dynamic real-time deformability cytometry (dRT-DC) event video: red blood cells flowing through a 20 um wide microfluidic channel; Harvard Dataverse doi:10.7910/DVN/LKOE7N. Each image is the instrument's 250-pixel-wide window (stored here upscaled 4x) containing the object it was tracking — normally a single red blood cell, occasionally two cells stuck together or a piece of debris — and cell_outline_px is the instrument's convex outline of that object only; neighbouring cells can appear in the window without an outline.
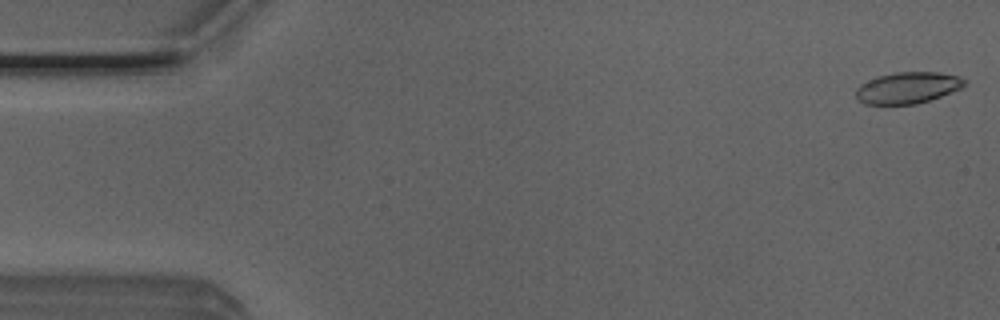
{"species": "Egyptian fruit bat (a non-hibernating species)", "species_latin": "Rousettus aegyptiacus", "temperature_condition": "room temperature", "stored_images_in_passage": 51, "camera_frame_rate_fps": 3000, "um_per_image_px": 0.085, "animal": {"sex": "male"}, "frame": {"image": 1, "passage_image": 1, "time_ms": 0.0, "image_size_px": [1000, 320], "cell_outline_px": [[968, 84], [960, 88], [940, 96], [916, 104], [864, 104], [856, 100], [856, 88], [860, 84], [876, 76], [896, 72], [940, 72], [960, 76]], "centroid_in_image_um": [77.12, 7.45], "position_along_channel_um": 7.9, "area_um2": 19.94}}
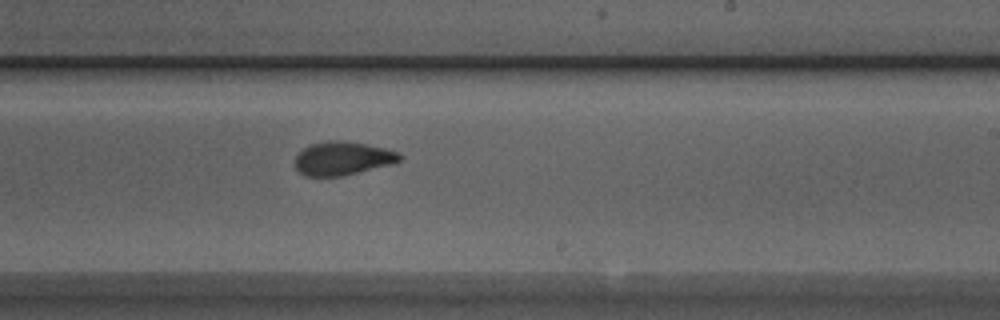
{"frame": {"image": 2, "passage_image": 30, "time_ms": 9.667, "image_size_px": [1000, 320], "cell_outline_px": [[400, 160], [392, 164], [340, 176], [304, 176], [296, 168], [296, 156], [304, 148], [312, 144], [328, 140], [344, 140], [368, 144], [400, 152]], "centroid_in_image_um": [29.12, 13.45], "position_along_channel_um": 259.9, "area_um2": 20.29}}
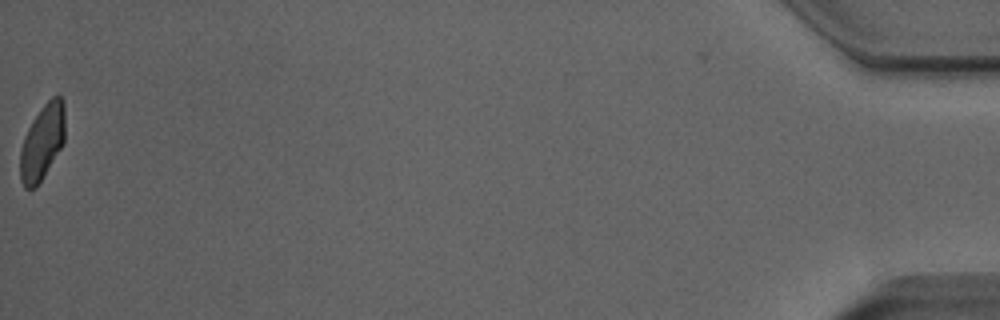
{"frame": {"image": 3, "passage_image": 51, "time_ms": 16.667, "image_size_px": [1000, 320], "cell_outline_px": [[64, 144], [36, 188], [24, 188], [20, 180], [20, 152], [24, 136], [32, 120], [44, 104], [52, 96], [60, 96], [64, 100]], "centroid_in_image_um": [3.59, 12.09], "position_along_channel_um": 431.6, "area_um2": 19.77}, "authors_computed_cell_mechanics": {"area_um2": 20.6346, "velocity_mm_per_s": 3.9875, "shape_relaxation_time_tau1_ms": 4.6288, "shape_relaxation_time_tau2_ms": 1.2194, "deformation_change_tau1": 0.1441, "deformation_change_tau2": 0.0696}}